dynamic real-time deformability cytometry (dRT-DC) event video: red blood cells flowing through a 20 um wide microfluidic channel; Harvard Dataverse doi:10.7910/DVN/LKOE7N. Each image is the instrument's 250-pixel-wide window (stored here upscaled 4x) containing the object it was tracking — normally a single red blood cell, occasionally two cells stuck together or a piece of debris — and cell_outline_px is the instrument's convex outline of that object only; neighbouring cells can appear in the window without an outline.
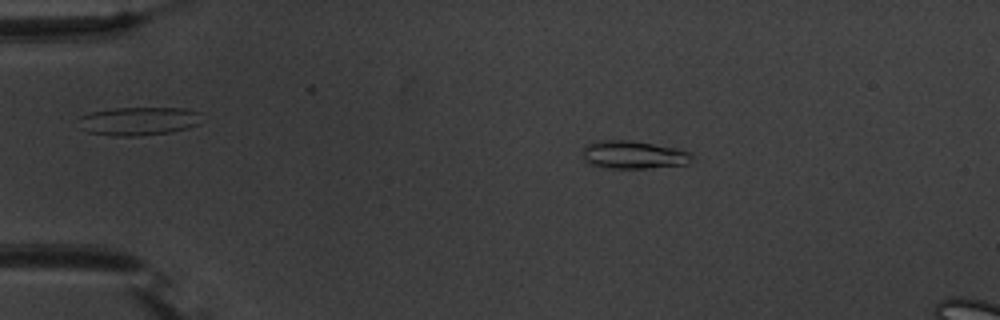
{"species": "common noctule bat (a hibernating species)", "species_latin": "Nyctalus noctula", "temperature_condition": "warm", "stored_images_in_passage": 17, "camera_frame_rate_fps": 3000, "um_per_image_px": 0.085, "animal": {"sex": "male", "body_mass_g": 20.1, "forearm_length_mm": 53.5}, "frame": {"image": 1, "passage_image": 10, "time_ms": 3.0, "image_size_px": [1000, 320], "cell_outline_px": [[696, 156], [688, 164], [648, 168], [604, 168], [588, 164], [584, 160], [584, 144], [600, 140], [624, 140], [652, 144], [676, 148], [688, 152]], "centroid_in_image_um": [53.83, 13.17], "position_along_channel_um": 31.2, "area_um2": 17.86}}